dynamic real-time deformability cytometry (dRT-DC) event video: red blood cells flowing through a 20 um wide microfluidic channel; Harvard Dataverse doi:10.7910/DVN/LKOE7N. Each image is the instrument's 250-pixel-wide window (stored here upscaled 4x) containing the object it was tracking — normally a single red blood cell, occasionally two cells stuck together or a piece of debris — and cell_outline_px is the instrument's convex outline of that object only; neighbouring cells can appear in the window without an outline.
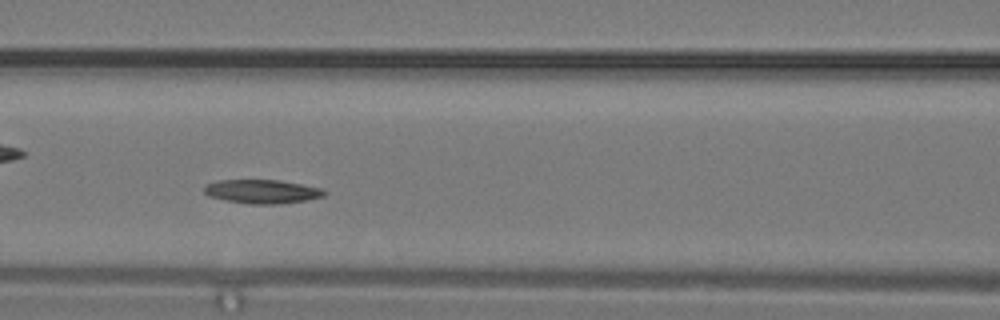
{"species": "common noctule bat (a hibernating species)", "species_latin": "Nyctalus noctula", "temperature_condition": "warm", "stored_images_in_passage": 9, "camera_frame_rate_fps": 3000, "um_per_image_px": 0.085, "animal": {"sex": "male", "body_mass_g": 19.2, "forearm_length_mm": 51.8}, "frame": {"image": 1, "passage_image": 6, "time_ms": 1.667, "image_size_px": [1000, 320], "cell_outline_px": [[328, 192], [324, 196], [308, 200], [280, 204], [252, 204], [224, 200], [208, 196], [204, 192], [204, 184], [216, 180], [280, 180], [324, 188]], "centroid_in_image_um": [22.3, 16.27], "position_along_channel_um": 144.3, "area_um2": 16.99}}
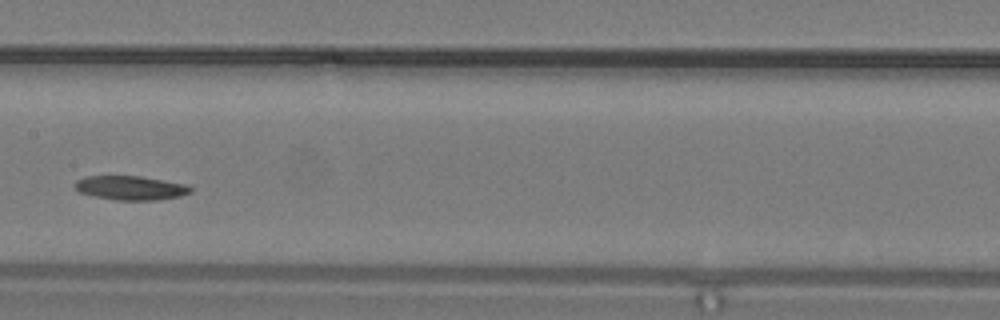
{"frame": {"image": 2, "passage_image": 8, "time_ms": 2.333, "image_size_px": [1000, 320], "cell_outline_px": [[192, 192], [180, 196], [156, 200], [116, 200], [96, 196], [80, 192], [72, 184], [76, 180], [84, 176], [140, 176], [184, 184], [192, 188]], "centroid_in_image_um": [11.08, 15.96], "position_along_channel_um": 196.3, "area_um2": 16.13}}